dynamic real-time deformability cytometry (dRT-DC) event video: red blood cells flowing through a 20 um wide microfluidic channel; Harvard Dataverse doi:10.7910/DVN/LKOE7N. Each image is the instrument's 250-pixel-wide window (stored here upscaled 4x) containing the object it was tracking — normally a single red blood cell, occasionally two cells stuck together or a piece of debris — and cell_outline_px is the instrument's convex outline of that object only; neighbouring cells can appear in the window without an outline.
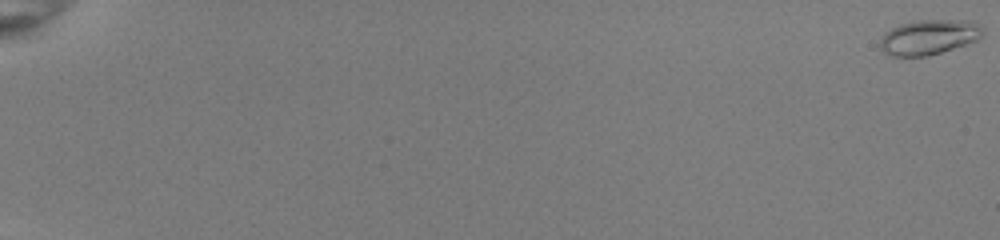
{"species": "common noctule bat (a hibernating species)", "species_latin": "Nyctalus noctula", "temperature_condition": "room temperature", "stored_images_in_passage": 55, "camera_frame_rate_fps": 3000, "um_per_image_px": 0.085, "animal": {"sex": "female", "body_mass_g": 22.0, "forearm_length_mm": 56.7}, "frame": {"image": 1, "passage_image": 1, "time_ms": 0.0, "image_size_px": [1000, 240], "cell_outline_px": [[984, 36], [976, 40], [928, 56], [888, 56], [880, 48], [880, 36], [884, 32], [900, 24], [920, 20], [972, 20], [984, 28]], "centroid_in_image_um": [78.95, 3.15], "position_along_channel_um": 6.1, "area_um2": 21.04}}
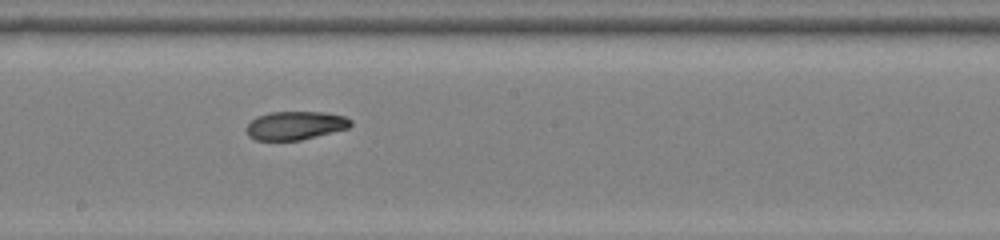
{"frame": {"image": 2, "passage_image": 34, "time_ms": 11.0, "image_size_px": [1000, 240], "cell_outline_px": [[352, 124], [348, 128], [300, 140], [256, 140], [248, 136], [244, 128], [256, 116], [268, 112], [324, 112], [344, 116], [352, 120]], "centroid_in_image_um": [25.07, 10.66], "position_along_channel_um": 223.1, "area_um2": 17.34}}
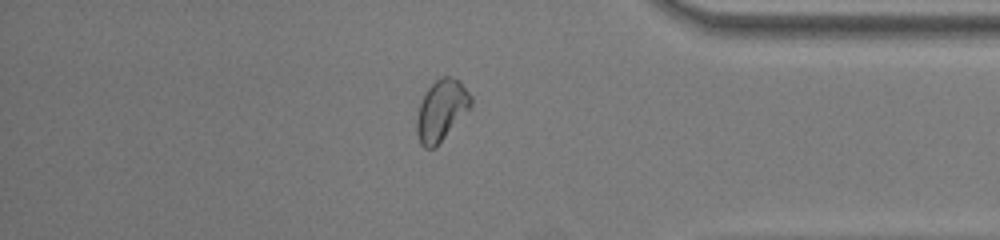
{"frame": {"image": 3, "passage_image": 48, "time_ms": 15.667, "image_size_px": [1000, 240], "cell_outline_px": [[472, 108], [436, 148], [424, 148], [420, 144], [416, 132], [416, 116], [420, 104], [428, 88], [440, 76], [448, 76], [460, 80], [472, 96]], "centroid_in_image_um": [37.55, 9.4], "position_along_channel_um": 397.7, "area_um2": 19.71}}